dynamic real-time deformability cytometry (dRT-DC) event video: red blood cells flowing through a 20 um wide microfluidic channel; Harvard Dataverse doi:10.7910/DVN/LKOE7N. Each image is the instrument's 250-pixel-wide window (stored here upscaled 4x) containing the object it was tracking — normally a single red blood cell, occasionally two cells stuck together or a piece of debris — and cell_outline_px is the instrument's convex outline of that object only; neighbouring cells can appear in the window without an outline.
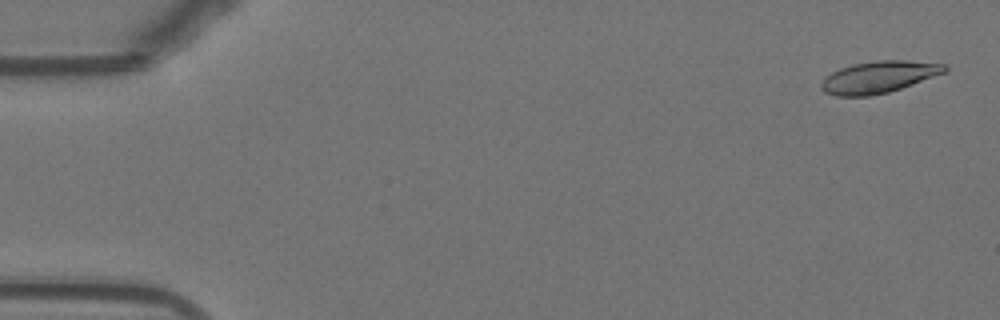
{"species": "Egyptian fruit bat (a non-hibernating species)", "species_latin": "Rousettus aegyptiacus", "temperature_condition": "warm", "stored_images_in_passage": 53, "camera_frame_rate_fps": 3000, "um_per_image_px": 0.085, "animal": {"sex": "female"}, "frame": {"image": 1, "passage_image": 2, "time_ms": 0.333, "image_size_px": [1000, 320], "cell_outline_px": [[948, 68], [944, 72], [912, 84], [888, 92], [872, 96], [836, 96], [824, 92], [820, 88], [820, 84], [832, 72], [840, 68], [852, 64], [876, 60], [908, 60], [948, 64]], "centroid_in_image_um": [74.68, 6.54], "position_along_channel_um": 10.3, "area_um2": 22.83}}
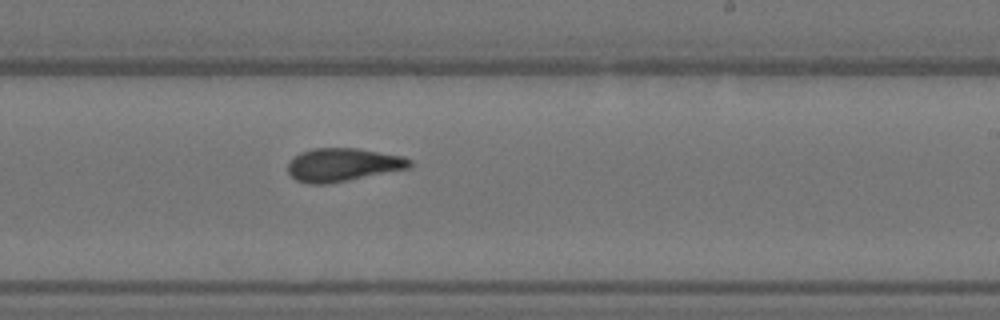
{"frame": {"image": 2, "passage_image": 32, "time_ms": 10.333, "image_size_px": [1000, 320], "cell_outline_px": [[412, 168], [328, 184], [308, 184], [296, 180], [288, 172], [288, 164], [300, 152], [312, 148], [356, 148], [404, 156], [412, 160]], "centroid_in_image_um": [29.18, 14.01], "position_along_channel_um": 259.8, "area_um2": 23.76}}
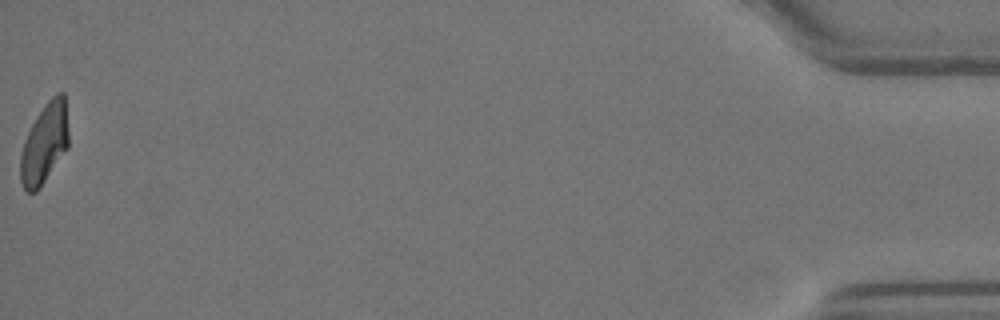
{"frame": {"image": 3, "passage_image": 53, "time_ms": 17.333, "image_size_px": [1000, 320], "cell_outline_px": [[68, 148], [40, 188], [36, 192], [28, 192], [24, 188], [20, 180], [20, 156], [24, 140], [36, 116], [48, 100], [56, 92], [64, 92], [68, 128]], "centroid_in_image_um": [3.78, 12.2], "position_along_channel_um": 431.4, "area_um2": 22.6}, "authors_computed_cell_mechanics": {"area_um2": 23.3512, "velocity_mm_per_s": 3.8623, "shape_relaxation_time_tau1_ms": 8.1994, "shape_relaxation_time_tau2_ms": 2.0543, "deformation_change_tau1": 0.238, "deformation_change_tau2": 0.085}}